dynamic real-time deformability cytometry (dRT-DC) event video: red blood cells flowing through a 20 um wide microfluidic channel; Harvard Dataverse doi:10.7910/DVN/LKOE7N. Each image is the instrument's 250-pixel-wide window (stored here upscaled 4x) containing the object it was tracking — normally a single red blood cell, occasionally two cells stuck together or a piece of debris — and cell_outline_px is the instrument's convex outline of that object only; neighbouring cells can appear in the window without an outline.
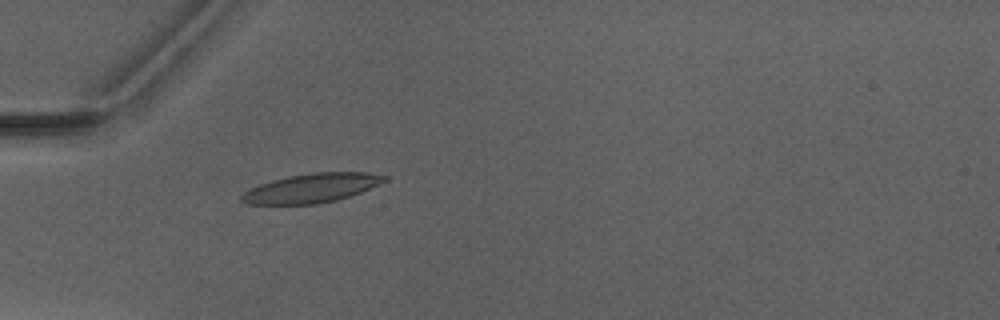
{"species": "Egyptian fruit bat (a non-hibernating species)", "species_latin": "Rousettus aegyptiacus", "temperature_condition": "warm", "stored_images_in_passage": 3, "camera_frame_rate_fps": 3000, "um_per_image_px": 0.085, "animal": {"sex": "male"}, "frame": {"image": 1, "passage_image": 3, "time_ms": 3.333, "image_size_px": [1000, 320], "cell_outline_px": [[388, 180], [360, 192], [336, 200], [316, 204], [248, 204], [240, 200], [240, 196], [244, 192], [260, 184], [272, 180], [288, 176], [312, 172], [368, 172], [388, 176]], "centroid_in_image_um": [26.49, 15.98], "position_along_channel_um": 58.5, "area_um2": 24.1}}